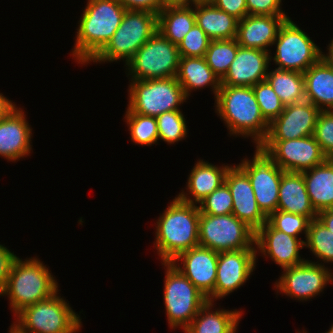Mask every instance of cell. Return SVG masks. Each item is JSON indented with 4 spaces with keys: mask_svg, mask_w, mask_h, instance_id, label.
I'll return each instance as SVG.
<instances>
[{
    "mask_svg": "<svg viewBox=\"0 0 333 333\" xmlns=\"http://www.w3.org/2000/svg\"><path fill=\"white\" fill-rule=\"evenodd\" d=\"M87 1L72 49V56L84 65L90 63L110 41L126 12L118 0Z\"/></svg>",
    "mask_w": 333,
    "mask_h": 333,
    "instance_id": "6da1fadb",
    "label": "cell"
},
{
    "mask_svg": "<svg viewBox=\"0 0 333 333\" xmlns=\"http://www.w3.org/2000/svg\"><path fill=\"white\" fill-rule=\"evenodd\" d=\"M157 220L155 248L163 263L199 246L200 209L175 197Z\"/></svg>",
    "mask_w": 333,
    "mask_h": 333,
    "instance_id": "7a4b0ae2",
    "label": "cell"
},
{
    "mask_svg": "<svg viewBox=\"0 0 333 333\" xmlns=\"http://www.w3.org/2000/svg\"><path fill=\"white\" fill-rule=\"evenodd\" d=\"M216 113L231 135L251 136L260 145L268 133L269 122L263 117L252 87L221 86L216 98Z\"/></svg>",
    "mask_w": 333,
    "mask_h": 333,
    "instance_id": "3957f363",
    "label": "cell"
},
{
    "mask_svg": "<svg viewBox=\"0 0 333 333\" xmlns=\"http://www.w3.org/2000/svg\"><path fill=\"white\" fill-rule=\"evenodd\" d=\"M50 272L36 257L25 261L19 257L14 259L1 296L7 295L15 317L25 307L46 300L59 291L58 282Z\"/></svg>",
    "mask_w": 333,
    "mask_h": 333,
    "instance_id": "277c9868",
    "label": "cell"
},
{
    "mask_svg": "<svg viewBox=\"0 0 333 333\" xmlns=\"http://www.w3.org/2000/svg\"><path fill=\"white\" fill-rule=\"evenodd\" d=\"M58 291L46 300L25 307L10 326V333H76L82 324Z\"/></svg>",
    "mask_w": 333,
    "mask_h": 333,
    "instance_id": "5b68a950",
    "label": "cell"
},
{
    "mask_svg": "<svg viewBox=\"0 0 333 333\" xmlns=\"http://www.w3.org/2000/svg\"><path fill=\"white\" fill-rule=\"evenodd\" d=\"M157 26L158 14L126 10L119 28L91 61L101 63L126 59L127 64L136 51L157 32Z\"/></svg>",
    "mask_w": 333,
    "mask_h": 333,
    "instance_id": "8992f818",
    "label": "cell"
},
{
    "mask_svg": "<svg viewBox=\"0 0 333 333\" xmlns=\"http://www.w3.org/2000/svg\"><path fill=\"white\" fill-rule=\"evenodd\" d=\"M162 264L166 267L163 297L168 324L171 329L185 330L208 302L207 297L171 262Z\"/></svg>",
    "mask_w": 333,
    "mask_h": 333,
    "instance_id": "52a82bcc",
    "label": "cell"
},
{
    "mask_svg": "<svg viewBox=\"0 0 333 333\" xmlns=\"http://www.w3.org/2000/svg\"><path fill=\"white\" fill-rule=\"evenodd\" d=\"M130 84L128 109L140 115L157 117L180 110L179 105L187 99L176 77L136 80Z\"/></svg>",
    "mask_w": 333,
    "mask_h": 333,
    "instance_id": "ba28073f",
    "label": "cell"
},
{
    "mask_svg": "<svg viewBox=\"0 0 333 333\" xmlns=\"http://www.w3.org/2000/svg\"><path fill=\"white\" fill-rule=\"evenodd\" d=\"M180 53L158 30L145 42L126 64L131 81L176 77Z\"/></svg>",
    "mask_w": 333,
    "mask_h": 333,
    "instance_id": "9c48e42d",
    "label": "cell"
},
{
    "mask_svg": "<svg viewBox=\"0 0 333 333\" xmlns=\"http://www.w3.org/2000/svg\"><path fill=\"white\" fill-rule=\"evenodd\" d=\"M255 231L233 214L207 215L200 212L199 246L216 252L256 249Z\"/></svg>",
    "mask_w": 333,
    "mask_h": 333,
    "instance_id": "30bf717a",
    "label": "cell"
},
{
    "mask_svg": "<svg viewBox=\"0 0 333 333\" xmlns=\"http://www.w3.org/2000/svg\"><path fill=\"white\" fill-rule=\"evenodd\" d=\"M275 44V56L269 58L270 61L273 58L277 69L304 73L322 58L320 47L290 18L281 25Z\"/></svg>",
    "mask_w": 333,
    "mask_h": 333,
    "instance_id": "8fae6325",
    "label": "cell"
},
{
    "mask_svg": "<svg viewBox=\"0 0 333 333\" xmlns=\"http://www.w3.org/2000/svg\"><path fill=\"white\" fill-rule=\"evenodd\" d=\"M238 166L247 174L257 205L268 217L277 210L279 187L284 171L259 145H256L253 158L251 160L243 159Z\"/></svg>",
    "mask_w": 333,
    "mask_h": 333,
    "instance_id": "7c38bea8",
    "label": "cell"
},
{
    "mask_svg": "<svg viewBox=\"0 0 333 333\" xmlns=\"http://www.w3.org/2000/svg\"><path fill=\"white\" fill-rule=\"evenodd\" d=\"M259 146L283 171L303 172L327 159L313 135L285 141H262Z\"/></svg>",
    "mask_w": 333,
    "mask_h": 333,
    "instance_id": "4fadbf2b",
    "label": "cell"
},
{
    "mask_svg": "<svg viewBox=\"0 0 333 333\" xmlns=\"http://www.w3.org/2000/svg\"><path fill=\"white\" fill-rule=\"evenodd\" d=\"M283 270L282 276L275 282L278 291L298 300L311 299L320 294L325 286L332 282L331 271L318 261L305 260L299 265ZM279 289V290H278Z\"/></svg>",
    "mask_w": 333,
    "mask_h": 333,
    "instance_id": "5bb4252c",
    "label": "cell"
},
{
    "mask_svg": "<svg viewBox=\"0 0 333 333\" xmlns=\"http://www.w3.org/2000/svg\"><path fill=\"white\" fill-rule=\"evenodd\" d=\"M257 252L256 249L219 252L214 292L207 300L214 302L240 288L255 269Z\"/></svg>",
    "mask_w": 333,
    "mask_h": 333,
    "instance_id": "9a60e30c",
    "label": "cell"
},
{
    "mask_svg": "<svg viewBox=\"0 0 333 333\" xmlns=\"http://www.w3.org/2000/svg\"><path fill=\"white\" fill-rule=\"evenodd\" d=\"M320 112L307 100L284 106L283 112L269 123L268 133L263 141H285L312 136Z\"/></svg>",
    "mask_w": 333,
    "mask_h": 333,
    "instance_id": "2e32d148",
    "label": "cell"
},
{
    "mask_svg": "<svg viewBox=\"0 0 333 333\" xmlns=\"http://www.w3.org/2000/svg\"><path fill=\"white\" fill-rule=\"evenodd\" d=\"M218 253L197 246L182 252L171 263L208 298L214 292ZM178 261H181L183 266H180Z\"/></svg>",
    "mask_w": 333,
    "mask_h": 333,
    "instance_id": "e0dca14e",
    "label": "cell"
},
{
    "mask_svg": "<svg viewBox=\"0 0 333 333\" xmlns=\"http://www.w3.org/2000/svg\"><path fill=\"white\" fill-rule=\"evenodd\" d=\"M224 183L232 195V214L256 232L267 222V217L257 205L247 174L238 165H231L225 175Z\"/></svg>",
    "mask_w": 333,
    "mask_h": 333,
    "instance_id": "ac0fdd59",
    "label": "cell"
},
{
    "mask_svg": "<svg viewBox=\"0 0 333 333\" xmlns=\"http://www.w3.org/2000/svg\"><path fill=\"white\" fill-rule=\"evenodd\" d=\"M255 245L258 251L269 256L282 269L305 261L299 254L300 249L305 247V241L278 231L268 222L255 232Z\"/></svg>",
    "mask_w": 333,
    "mask_h": 333,
    "instance_id": "d6986e66",
    "label": "cell"
},
{
    "mask_svg": "<svg viewBox=\"0 0 333 333\" xmlns=\"http://www.w3.org/2000/svg\"><path fill=\"white\" fill-rule=\"evenodd\" d=\"M270 52L239 46L221 86L252 87L266 79Z\"/></svg>",
    "mask_w": 333,
    "mask_h": 333,
    "instance_id": "ffe728a7",
    "label": "cell"
},
{
    "mask_svg": "<svg viewBox=\"0 0 333 333\" xmlns=\"http://www.w3.org/2000/svg\"><path fill=\"white\" fill-rule=\"evenodd\" d=\"M32 129L24 111L13 109L0 121V156L9 161H16L28 156L31 152Z\"/></svg>",
    "mask_w": 333,
    "mask_h": 333,
    "instance_id": "44dd1931",
    "label": "cell"
},
{
    "mask_svg": "<svg viewBox=\"0 0 333 333\" xmlns=\"http://www.w3.org/2000/svg\"><path fill=\"white\" fill-rule=\"evenodd\" d=\"M288 16L247 15L238 20L236 41L245 48L269 52L278 31Z\"/></svg>",
    "mask_w": 333,
    "mask_h": 333,
    "instance_id": "7402d4cb",
    "label": "cell"
},
{
    "mask_svg": "<svg viewBox=\"0 0 333 333\" xmlns=\"http://www.w3.org/2000/svg\"><path fill=\"white\" fill-rule=\"evenodd\" d=\"M277 210L317 219L318 213L311 204L302 172H283Z\"/></svg>",
    "mask_w": 333,
    "mask_h": 333,
    "instance_id": "603a6c76",
    "label": "cell"
},
{
    "mask_svg": "<svg viewBox=\"0 0 333 333\" xmlns=\"http://www.w3.org/2000/svg\"><path fill=\"white\" fill-rule=\"evenodd\" d=\"M189 174L186 188L189 194L182 190L177 197L187 203L198 204L225 182L229 165L216 167L209 162L199 160ZM193 196V198H191Z\"/></svg>",
    "mask_w": 333,
    "mask_h": 333,
    "instance_id": "cb8c5ba5",
    "label": "cell"
},
{
    "mask_svg": "<svg viewBox=\"0 0 333 333\" xmlns=\"http://www.w3.org/2000/svg\"><path fill=\"white\" fill-rule=\"evenodd\" d=\"M303 76L306 100L320 111H333L332 67L321 58L306 70Z\"/></svg>",
    "mask_w": 333,
    "mask_h": 333,
    "instance_id": "d4e9b609",
    "label": "cell"
},
{
    "mask_svg": "<svg viewBox=\"0 0 333 333\" xmlns=\"http://www.w3.org/2000/svg\"><path fill=\"white\" fill-rule=\"evenodd\" d=\"M196 24L211 40L235 39L238 19L218 9L212 2L193 4Z\"/></svg>",
    "mask_w": 333,
    "mask_h": 333,
    "instance_id": "484cf974",
    "label": "cell"
},
{
    "mask_svg": "<svg viewBox=\"0 0 333 333\" xmlns=\"http://www.w3.org/2000/svg\"><path fill=\"white\" fill-rule=\"evenodd\" d=\"M311 204L317 213L333 208V159L302 172Z\"/></svg>",
    "mask_w": 333,
    "mask_h": 333,
    "instance_id": "4316f807",
    "label": "cell"
},
{
    "mask_svg": "<svg viewBox=\"0 0 333 333\" xmlns=\"http://www.w3.org/2000/svg\"><path fill=\"white\" fill-rule=\"evenodd\" d=\"M176 78L187 98L192 90L206 86L212 87L216 98L221 87V80L207 65L204 57H180Z\"/></svg>",
    "mask_w": 333,
    "mask_h": 333,
    "instance_id": "83f0119b",
    "label": "cell"
},
{
    "mask_svg": "<svg viewBox=\"0 0 333 333\" xmlns=\"http://www.w3.org/2000/svg\"><path fill=\"white\" fill-rule=\"evenodd\" d=\"M213 302L208 301L184 330V333H235L242 312L218 309L212 311ZM211 311V312H210Z\"/></svg>",
    "mask_w": 333,
    "mask_h": 333,
    "instance_id": "f1b7e54d",
    "label": "cell"
},
{
    "mask_svg": "<svg viewBox=\"0 0 333 333\" xmlns=\"http://www.w3.org/2000/svg\"><path fill=\"white\" fill-rule=\"evenodd\" d=\"M192 5L163 7L158 13L157 30L173 44L178 45L196 24Z\"/></svg>",
    "mask_w": 333,
    "mask_h": 333,
    "instance_id": "f546056e",
    "label": "cell"
},
{
    "mask_svg": "<svg viewBox=\"0 0 333 333\" xmlns=\"http://www.w3.org/2000/svg\"><path fill=\"white\" fill-rule=\"evenodd\" d=\"M265 80L271 85L284 106L306 100L304 76L301 72L275 68L267 72Z\"/></svg>",
    "mask_w": 333,
    "mask_h": 333,
    "instance_id": "4dcf8cb0",
    "label": "cell"
},
{
    "mask_svg": "<svg viewBox=\"0 0 333 333\" xmlns=\"http://www.w3.org/2000/svg\"><path fill=\"white\" fill-rule=\"evenodd\" d=\"M238 48L236 39L211 40L204 58L220 80L234 61Z\"/></svg>",
    "mask_w": 333,
    "mask_h": 333,
    "instance_id": "1f68e13d",
    "label": "cell"
},
{
    "mask_svg": "<svg viewBox=\"0 0 333 333\" xmlns=\"http://www.w3.org/2000/svg\"><path fill=\"white\" fill-rule=\"evenodd\" d=\"M305 247L310 248L315 257L324 263H333V232L318 219L311 220Z\"/></svg>",
    "mask_w": 333,
    "mask_h": 333,
    "instance_id": "d6a6232c",
    "label": "cell"
},
{
    "mask_svg": "<svg viewBox=\"0 0 333 333\" xmlns=\"http://www.w3.org/2000/svg\"><path fill=\"white\" fill-rule=\"evenodd\" d=\"M125 117L134 143L144 146L158 144L156 143L159 140L156 117L140 115L131 112L128 108Z\"/></svg>",
    "mask_w": 333,
    "mask_h": 333,
    "instance_id": "836d02e7",
    "label": "cell"
},
{
    "mask_svg": "<svg viewBox=\"0 0 333 333\" xmlns=\"http://www.w3.org/2000/svg\"><path fill=\"white\" fill-rule=\"evenodd\" d=\"M159 139L174 144L187 137V126L181 110L165 112L156 117Z\"/></svg>",
    "mask_w": 333,
    "mask_h": 333,
    "instance_id": "e575fe53",
    "label": "cell"
},
{
    "mask_svg": "<svg viewBox=\"0 0 333 333\" xmlns=\"http://www.w3.org/2000/svg\"><path fill=\"white\" fill-rule=\"evenodd\" d=\"M267 222L278 231L298 238L302 232L307 237L311 220L300 214L276 210L267 217Z\"/></svg>",
    "mask_w": 333,
    "mask_h": 333,
    "instance_id": "d590c367",
    "label": "cell"
},
{
    "mask_svg": "<svg viewBox=\"0 0 333 333\" xmlns=\"http://www.w3.org/2000/svg\"><path fill=\"white\" fill-rule=\"evenodd\" d=\"M252 88L263 117L270 123L283 112L284 105L266 80L257 83Z\"/></svg>",
    "mask_w": 333,
    "mask_h": 333,
    "instance_id": "8d00e7d4",
    "label": "cell"
},
{
    "mask_svg": "<svg viewBox=\"0 0 333 333\" xmlns=\"http://www.w3.org/2000/svg\"><path fill=\"white\" fill-rule=\"evenodd\" d=\"M202 214L225 215L232 214L233 199L228 186L223 183L199 203Z\"/></svg>",
    "mask_w": 333,
    "mask_h": 333,
    "instance_id": "74e56055",
    "label": "cell"
},
{
    "mask_svg": "<svg viewBox=\"0 0 333 333\" xmlns=\"http://www.w3.org/2000/svg\"><path fill=\"white\" fill-rule=\"evenodd\" d=\"M211 39L195 24L178 44L180 57H204Z\"/></svg>",
    "mask_w": 333,
    "mask_h": 333,
    "instance_id": "f35d334b",
    "label": "cell"
},
{
    "mask_svg": "<svg viewBox=\"0 0 333 333\" xmlns=\"http://www.w3.org/2000/svg\"><path fill=\"white\" fill-rule=\"evenodd\" d=\"M313 136L325 157L333 159V111L319 113Z\"/></svg>",
    "mask_w": 333,
    "mask_h": 333,
    "instance_id": "ab89813d",
    "label": "cell"
},
{
    "mask_svg": "<svg viewBox=\"0 0 333 333\" xmlns=\"http://www.w3.org/2000/svg\"><path fill=\"white\" fill-rule=\"evenodd\" d=\"M282 0H246L248 15L287 16L281 10Z\"/></svg>",
    "mask_w": 333,
    "mask_h": 333,
    "instance_id": "60d3db41",
    "label": "cell"
},
{
    "mask_svg": "<svg viewBox=\"0 0 333 333\" xmlns=\"http://www.w3.org/2000/svg\"><path fill=\"white\" fill-rule=\"evenodd\" d=\"M218 9L234 16L238 20L248 15L246 0H212Z\"/></svg>",
    "mask_w": 333,
    "mask_h": 333,
    "instance_id": "b9f144b4",
    "label": "cell"
},
{
    "mask_svg": "<svg viewBox=\"0 0 333 333\" xmlns=\"http://www.w3.org/2000/svg\"><path fill=\"white\" fill-rule=\"evenodd\" d=\"M16 257L14 252L0 244V296L5 289L11 265Z\"/></svg>",
    "mask_w": 333,
    "mask_h": 333,
    "instance_id": "7bdbcfd3",
    "label": "cell"
},
{
    "mask_svg": "<svg viewBox=\"0 0 333 333\" xmlns=\"http://www.w3.org/2000/svg\"><path fill=\"white\" fill-rule=\"evenodd\" d=\"M126 10L148 11L158 14L163 6L161 0H118Z\"/></svg>",
    "mask_w": 333,
    "mask_h": 333,
    "instance_id": "ee69618b",
    "label": "cell"
},
{
    "mask_svg": "<svg viewBox=\"0 0 333 333\" xmlns=\"http://www.w3.org/2000/svg\"><path fill=\"white\" fill-rule=\"evenodd\" d=\"M317 219L329 229V231L333 232V208L319 212Z\"/></svg>",
    "mask_w": 333,
    "mask_h": 333,
    "instance_id": "f6af8a7d",
    "label": "cell"
},
{
    "mask_svg": "<svg viewBox=\"0 0 333 333\" xmlns=\"http://www.w3.org/2000/svg\"><path fill=\"white\" fill-rule=\"evenodd\" d=\"M16 107L17 106H15L11 100L7 99L2 93H0V121Z\"/></svg>",
    "mask_w": 333,
    "mask_h": 333,
    "instance_id": "bcb514c9",
    "label": "cell"
},
{
    "mask_svg": "<svg viewBox=\"0 0 333 333\" xmlns=\"http://www.w3.org/2000/svg\"><path fill=\"white\" fill-rule=\"evenodd\" d=\"M163 7L168 6H188L194 4V0H161Z\"/></svg>",
    "mask_w": 333,
    "mask_h": 333,
    "instance_id": "7dc6e473",
    "label": "cell"
},
{
    "mask_svg": "<svg viewBox=\"0 0 333 333\" xmlns=\"http://www.w3.org/2000/svg\"><path fill=\"white\" fill-rule=\"evenodd\" d=\"M328 54H322V58L326 61L333 69V39L331 40L330 44L328 45Z\"/></svg>",
    "mask_w": 333,
    "mask_h": 333,
    "instance_id": "c3c4849f",
    "label": "cell"
},
{
    "mask_svg": "<svg viewBox=\"0 0 333 333\" xmlns=\"http://www.w3.org/2000/svg\"><path fill=\"white\" fill-rule=\"evenodd\" d=\"M212 0H194L195 3H201V2H211Z\"/></svg>",
    "mask_w": 333,
    "mask_h": 333,
    "instance_id": "681fc988",
    "label": "cell"
},
{
    "mask_svg": "<svg viewBox=\"0 0 333 333\" xmlns=\"http://www.w3.org/2000/svg\"><path fill=\"white\" fill-rule=\"evenodd\" d=\"M326 333H333V325L331 326V328L329 329V331H327Z\"/></svg>",
    "mask_w": 333,
    "mask_h": 333,
    "instance_id": "f907efd6",
    "label": "cell"
}]
</instances>
